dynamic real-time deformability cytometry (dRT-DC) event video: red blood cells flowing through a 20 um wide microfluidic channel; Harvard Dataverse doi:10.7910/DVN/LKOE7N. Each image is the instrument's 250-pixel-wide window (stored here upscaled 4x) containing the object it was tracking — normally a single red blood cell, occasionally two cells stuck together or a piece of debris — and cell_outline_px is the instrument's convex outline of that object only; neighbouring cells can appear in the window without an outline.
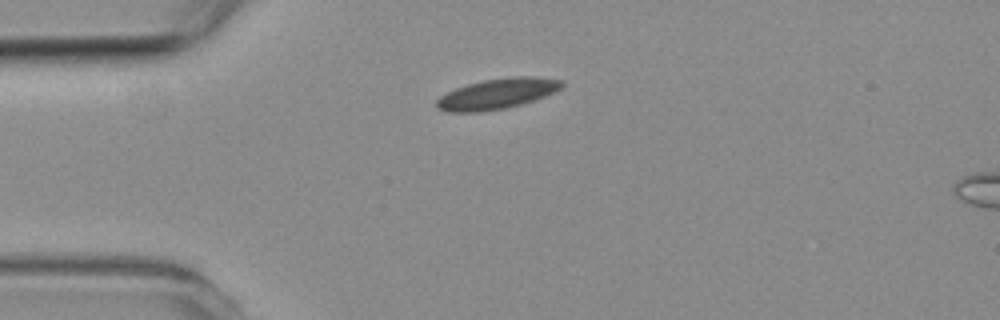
{"species": "common noctule bat (a hibernating species)", "species_latin": "Nyctalus noctula", "temperature_condition": "room temperature", "stored_images_in_passage": 2, "camera_frame_rate_fps": 3000, "um_per_image_px": 0.085, "animal": {"sex": "female", "body_mass_g": 19.3, "forearm_length_mm": 54.1}, "frame": {"image": 1, "passage_image": 2, "time_ms": 1.333, "image_size_px": [1000, 320], "cell_outline_px": [[564, 84], [560, 88], [544, 96], [520, 104], [504, 108], [480, 112], [448, 112], [436, 108], [436, 100], [440, 96], [456, 88], [468, 84], [484, 80], [512, 76], [532, 76], [564, 80]], "centroid_in_image_um": [42.23, 7.96], "position_along_channel_um": 42.8, "area_um2": 22.02}}